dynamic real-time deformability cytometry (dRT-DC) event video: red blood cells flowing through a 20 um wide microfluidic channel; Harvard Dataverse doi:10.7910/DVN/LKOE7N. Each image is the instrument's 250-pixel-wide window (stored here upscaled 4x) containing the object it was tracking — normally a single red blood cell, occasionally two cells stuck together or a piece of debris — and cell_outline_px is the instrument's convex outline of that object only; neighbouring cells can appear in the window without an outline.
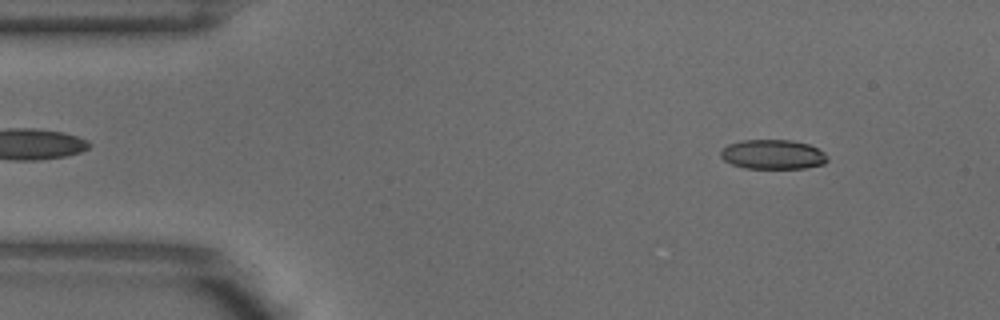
{"species": "common noctule bat (a hibernating species)", "species_latin": "Nyctalus noctula", "temperature_condition": "warm", "stored_images_in_passage": 3, "camera_frame_rate_fps": 3000, "um_per_image_px": 0.085, "animal": {"sex": "male", "body_mass_g": 18.8}, "frame": {"image": 1, "passage_image": 1, "time_ms": 0.0, "image_size_px": [1000, 320], "cell_outline_px": [[828, 160], [824, 164], [804, 168], [744, 168], [732, 164], [724, 160], [720, 156], [720, 152], [728, 144], [740, 140], [792, 140], [808, 144], [824, 152], [828, 156]], "centroid_in_image_um": [65.69, 13.12], "position_along_channel_um": 19.3, "area_um2": 18.38}}